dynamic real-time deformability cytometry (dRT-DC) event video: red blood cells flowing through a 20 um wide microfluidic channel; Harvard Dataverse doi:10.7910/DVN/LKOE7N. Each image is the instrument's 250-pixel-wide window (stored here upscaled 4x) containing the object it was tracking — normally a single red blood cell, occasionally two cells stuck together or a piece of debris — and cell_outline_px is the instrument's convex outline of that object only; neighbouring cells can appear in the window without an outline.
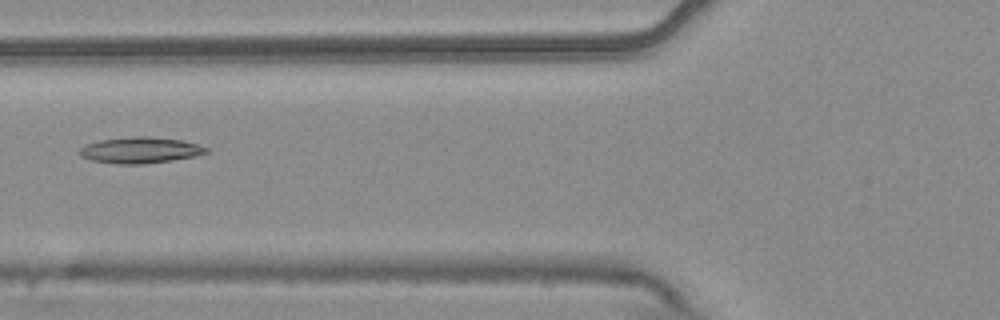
{"species": "common noctule bat (a hibernating species)", "species_latin": "Nyctalus noctula", "temperature_condition": "warm", "stored_images_in_passage": 6, "camera_frame_rate_fps": 3000, "um_per_image_px": 0.085, "animal": {"sex": "male", "body_mass_g": 20.4}, "frame": {"image": 1, "passage_image": 3, "time_ms": 0.667, "image_size_px": [1000, 320], "cell_outline_px": [[212, 152], [196, 156], [172, 160], [144, 164], [116, 164], [92, 160], [80, 156], [80, 148], [88, 144], [100, 140], [136, 136], [148, 136], [180, 140], [200, 144], [208, 148]], "centroid_in_image_um": [11.99, 12.77], "position_along_channel_um": 113.8, "area_um2": 19.31}}
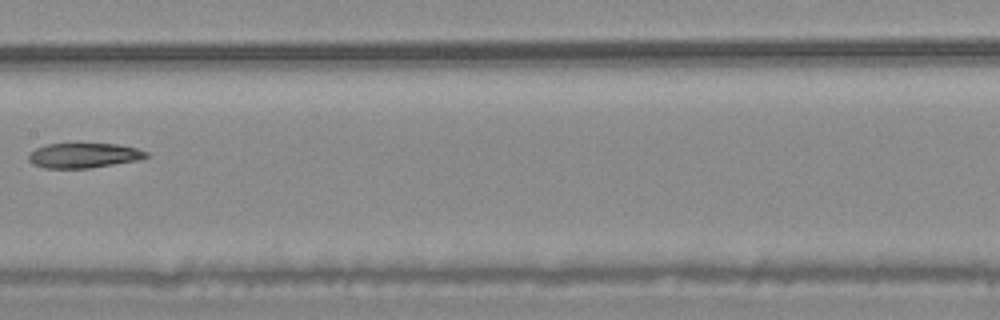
{"frame": {"image": 2, "passage_image": 5, "time_ms": 1.333, "image_size_px": [1000, 320], "cell_outline_px": [[152, 156], [140, 160], [92, 168], [44, 168], [32, 164], [28, 160], [28, 156], [36, 148], [48, 144], [116, 144], [136, 148], [148, 152]], "centroid_in_image_um": [7.17, 13.22], "position_along_channel_um": 200.2, "area_um2": 17.17}}
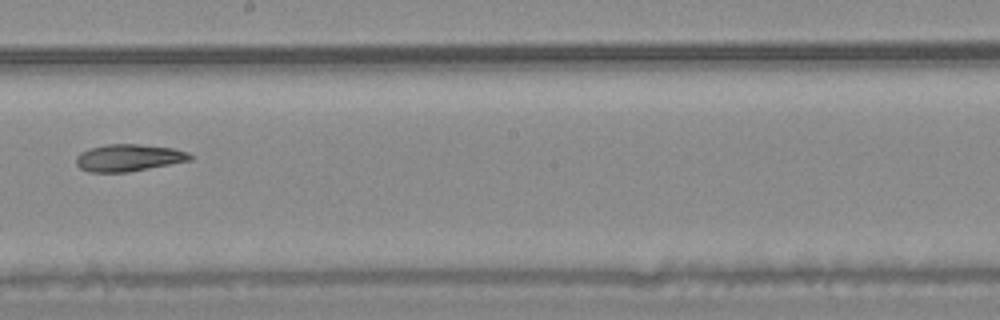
{"frame": {"image": 3, "passage_image": 6, "time_ms": 1.667, "image_size_px": [1000, 320], "cell_outline_px": [[192, 160], [128, 172], [88, 172], [80, 168], [76, 164], [76, 156], [80, 152], [92, 148], [108, 144], [136, 144], [172, 148], [188, 152], [192, 156]], "centroid_in_image_um": [10.92, 13.41], "position_along_channel_um": 237.3, "area_um2": 17.86}}